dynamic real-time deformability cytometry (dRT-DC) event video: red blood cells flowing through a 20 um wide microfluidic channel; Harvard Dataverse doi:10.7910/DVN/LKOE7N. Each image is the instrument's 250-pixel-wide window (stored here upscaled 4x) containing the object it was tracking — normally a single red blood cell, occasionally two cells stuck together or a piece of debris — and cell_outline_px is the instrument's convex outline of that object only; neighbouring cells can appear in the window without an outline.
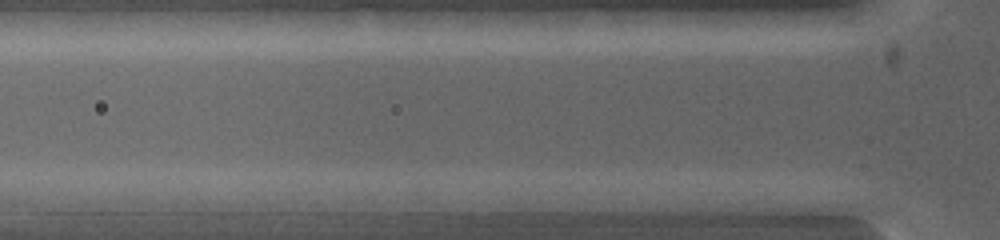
{"species": "common noctule bat (a hibernating species)", "species_latin": "Nyctalus noctula", "temperature_condition": "warm", "stored_images_in_passage": 3, "camera_frame_rate_fps": 5000, "um_per_image_px": 0.085, "animal": {"sex": "female", "body_mass_g": 19.0, "forearm_length_mm": 53.3}, "frame": {"image": 1, "passage_image": 3, "time_ms": 0.8, "image_size_px": [1000, 240], "cell_outline_px": [[600, 200], [580, 212], [504, 212], [492, 200], [568, 192], [580, 192]], "centroid_in_image_um": [46.56, 17.26], "position_along_channel_um": 79.2, "area_um2": 11.44}}